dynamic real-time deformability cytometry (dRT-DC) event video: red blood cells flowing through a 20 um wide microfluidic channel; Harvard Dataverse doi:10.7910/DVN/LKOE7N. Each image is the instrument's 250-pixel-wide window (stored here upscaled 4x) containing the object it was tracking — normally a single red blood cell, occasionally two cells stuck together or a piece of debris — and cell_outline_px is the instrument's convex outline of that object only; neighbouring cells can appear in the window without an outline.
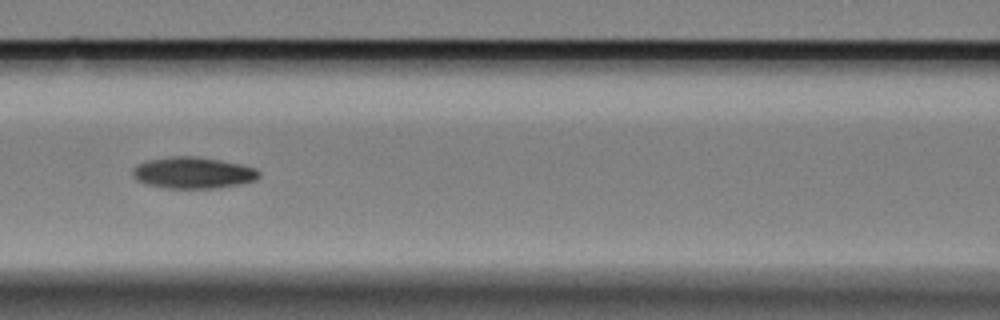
{"species": "Egyptian fruit bat (a non-hibernating species)", "species_latin": "Rousettus aegyptiacus", "temperature_condition": "cold", "stored_images_in_passage": 13, "camera_frame_rate_fps": 3000, "um_per_image_px": 0.085, "animal": {"sex": "female"}, "frame": {"image": 1, "passage_image": 4, "time_ms": 1.0, "image_size_px": [1000, 320], "cell_outline_px": [[260, 176], [256, 180], [240, 184], [216, 188], [168, 188], [148, 184], [136, 180], [132, 176], [132, 168], [136, 164], [144, 160], [168, 156], [196, 156], [220, 160], [240, 164], [256, 168], [260, 172]], "centroid_in_image_um": [16.38, 14.67], "position_along_channel_um": 150.2, "area_um2": 23.41}}
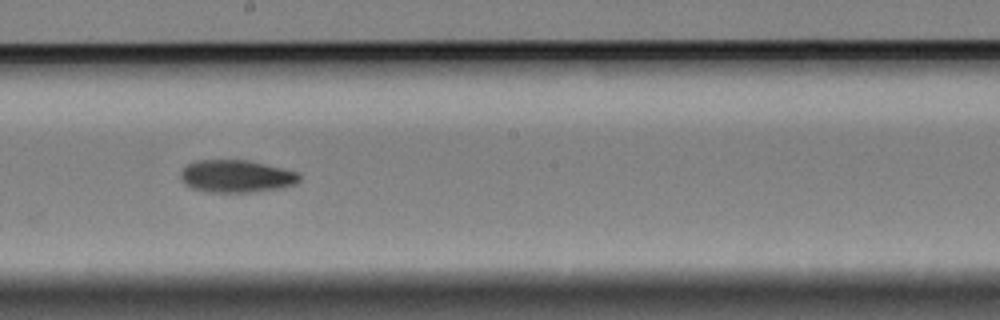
{"frame": {"image": 2, "passage_image": 6, "time_ms": 1.667, "image_size_px": [1000, 320], "cell_outline_px": [[300, 180], [296, 184], [280, 188], [248, 192], [208, 192], [192, 188], [184, 184], [180, 180], [180, 172], [188, 164], [200, 160], [248, 160], [300, 172]], "centroid_in_image_um": [20.09, 14.98], "position_along_channel_um": 228.1, "area_um2": 22.54}}
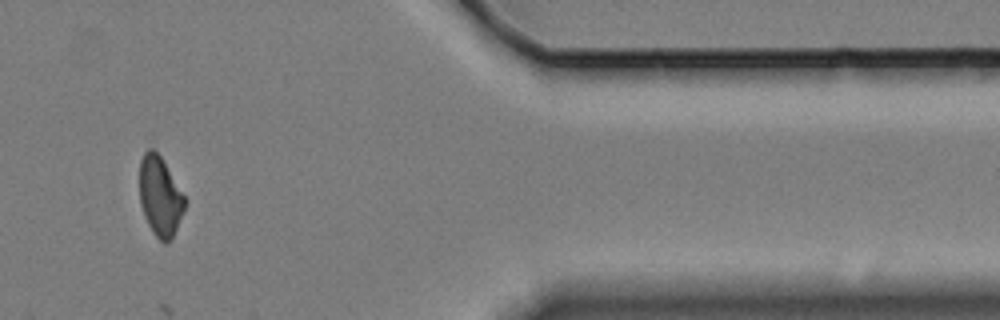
{"frame": {"image": 3, "passage_image": 11, "time_ms": 3.333, "image_size_px": [1000, 320], "cell_outline_px": [[184, 212], [172, 240], [168, 244], [164, 244], [152, 232], [144, 216], [140, 204], [140, 160], [144, 152], [148, 148], [152, 148], [160, 156], [184, 196]], "centroid_in_image_um": [13.59, 16.74], "position_along_channel_um": 397.8, "area_um2": 20.87}}